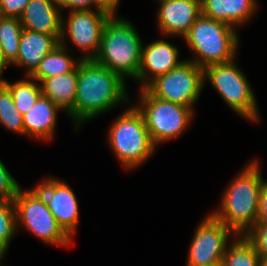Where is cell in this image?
I'll list each match as a JSON object with an SVG mask.
<instances>
[{
    "mask_svg": "<svg viewBox=\"0 0 267 266\" xmlns=\"http://www.w3.org/2000/svg\"><path fill=\"white\" fill-rule=\"evenodd\" d=\"M126 90L125 81L108 68L94 60H80L74 104L76 131L82 122L89 121L123 102L128 103Z\"/></svg>",
    "mask_w": 267,
    "mask_h": 266,
    "instance_id": "1",
    "label": "cell"
},
{
    "mask_svg": "<svg viewBox=\"0 0 267 266\" xmlns=\"http://www.w3.org/2000/svg\"><path fill=\"white\" fill-rule=\"evenodd\" d=\"M258 161H252L229 184L221 208L211 214L236 235H245L256 223L258 200L263 180Z\"/></svg>",
    "mask_w": 267,
    "mask_h": 266,
    "instance_id": "2",
    "label": "cell"
},
{
    "mask_svg": "<svg viewBox=\"0 0 267 266\" xmlns=\"http://www.w3.org/2000/svg\"><path fill=\"white\" fill-rule=\"evenodd\" d=\"M142 47L135 26L124 18H116L113 14L103 28L100 48L93 60L124 81L125 77L137 81Z\"/></svg>",
    "mask_w": 267,
    "mask_h": 266,
    "instance_id": "3",
    "label": "cell"
},
{
    "mask_svg": "<svg viewBox=\"0 0 267 266\" xmlns=\"http://www.w3.org/2000/svg\"><path fill=\"white\" fill-rule=\"evenodd\" d=\"M236 28L201 14L183 37L196 54L194 62L201 68L235 59L239 38Z\"/></svg>",
    "mask_w": 267,
    "mask_h": 266,
    "instance_id": "4",
    "label": "cell"
},
{
    "mask_svg": "<svg viewBox=\"0 0 267 266\" xmlns=\"http://www.w3.org/2000/svg\"><path fill=\"white\" fill-rule=\"evenodd\" d=\"M108 143L126 169L141 165L153 154V144L142 114L135 106L128 108L109 128Z\"/></svg>",
    "mask_w": 267,
    "mask_h": 266,
    "instance_id": "5",
    "label": "cell"
},
{
    "mask_svg": "<svg viewBox=\"0 0 267 266\" xmlns=\"http://www.w3.org/2000/svg\"><path fill=\"white\" fill-rule=\"evenodd\" d=\"M140 91V103L135 107L142 114L155 146L176 138L187 128L193 116V108L161 100L146 88Z\"/></svg>",
    "mask_w": 267,
    "mask_h": 266,
    "instance_id": "6",
    "label": "cell"
},
{
    "mask_svg": "<svg viewBox=\"0 0 267 266\" xmlns=\"http://www.w3.org/2000/svg\"><path fill=\"white\" fill-rule=\"evenodd\" d=\"M13 202L18 228L23 225L46 244L71 245L72 238L58 224L45 199L35 188L24 191L20 188Z\"/></svg>",
    "mask_w": 267,
    "mask_h": 266,
    "instance_id": "7",
    "label": "cell"
},
{
    "mask_svg": "<svg viewBox=\"0 0 267 266\" xmlns=\"http://www.w3.org/2000/svg\"><path fill=\"white\" fill-rule=\"evenodd\" d=\"M211 82L226 104L238 115L251 121H258V108L250 84L235 64V59L204 68V80Z\"/></svg>",
    "mask_w": 267,
    "mask_h": 266,
    "instance_id": "8",
    "label": "cell"
},
{
    "mask_svg": "<svg viewBox=\"0 0 267 266\" xmlns=\"http://www.w3.org/2000/svg\"><path fill=\"white\" fill-rule=\"evenodd\" d=\"M204 82V69L184 60L176 68L154 79L146 89L161 100L193 108L205 86Z\"/></svg>",
    "mask_w": 267,
    "mask_h": 266,
    "instance_id": "9",
    "label": "cell"
},
{
    "mask_svg": "<svg viewBox=\"0 0 267 266\" xmlns=\"http://www.w3.org/2000/svg\"><path fill=\"white\" fill-rule=\"evenodd\" d=\"M114 13L113 10L93 9L71 11L68 20L62 21L59 43L65 42V35L69 36L73 44L85 52L80 60H93L100 48L103 28Z\"/></svg>",
    "mask_w": 267,
    "mask_h": 266,
    "instance_id": "10",
    "label": "cell"
},
{
    "mask_svg": "<svg viewBox=\"0 0 267 266\" xmlns=\"http://www.w3.org/2000/svg\"><path fill=\"white\" fill-rule=\"evenodd\" d=\"M231 229L212 214L205 217L195 230L191 241L187 266H216L221 263L227 249Z\"/></svg>",
    "mask_w": 267,
    "mask_h": 266,
    "instance_id": "11",
    "label": "cell"
},
{
    "mask_svg": "<svg viewBox=\"0 0 267 266\" xmlns=\"http://www.w3.org/2000/svg\"><path fill=\"white\" fill-rule=\"evenodd\" d=\"M61 228L72 238L79 221L77 198L70 186L57 178H47L34 187Z\"/></svg>",
    "mask_w": 267,
    "mask_h": 266,
    "instance_id": "12",
    "label": "cell"
},
{
    "mask_svg": "<svg viewBox=\"0 0 267 266\" xmlns=\"http://www.w3.org/2000/svg\"><path fill=\"white\" fill-rule=\"evenodd\" d=\"M179 54V50L165 40H156L143 46L137 74V81L142 84L141 89L146 88L158 76L179 66L183 62L179 61Z\"/></svg>",
    "mask_w": 267,
    "mask_h": 266,
    "instance_id": "13",
    "label": "cell"
},
{
    "mask_svg": "<svg viewBox=\"0 0 267 266\" xmlns=\"http://www.w3.org/2000/svg\"><path fill=\"white\" fill-rule=\"evenodd\" d=\"M159 6L157 22L166 36L184 37L201 15V0H166Z\"/></svg>",
    "mask_w": 267,
    "mask_h": 266,
    "instance_id": "14",
    "label": "cell"
},
{
    "mask_svg": "<svg viewBox=\"0 0 267 266\" xmlns=\"http://www.w3.org/2000/svg\"><path fill=\"white\" fill-rule=\"evenodd\" d=\"M62 12L55 0H30L20 16L23 29L61 39Z\"/></svg>",
    "mask_w": 267,
    "mask_h": 266,
    "instance_id": "15",
    "label": "cell"
},
{
    "mask_svg": "<svg viewBox=\"0 0 267 266\" xmlns=\"http://www.w3.org/2000/svg\"><path fill=\"white\" fill-rule=\"evenodd\" d=\"M58 44L59 41L54 36L23 29L17 58L12 64L27 68L26 77H29L45 55Z\"/></svg>",
    "mask_w": 267,
    "mask_h": 266,
    "instance_id": "16",
    "label": "cell"
},
{
    "mask_svg": "<svg viewBox=\"0 0 267 266\" xmlns=\"http://www.w3.org/2000/svg\"><path fill=\"white\" fill-rule=\"evenodd\" d=\"M59 110L61 109L52 100L42 94L23 115L24 135L50 141L55 132Z\"/></svg>",
    "mask_w": 267,
    "mask_h": 266,
    "instance_id": "17",
    "label": "cell"
},
{
    "mask_svg": "<svg viewBox=\"0 0 267 266\" xmlns=\"http://www.w3.org/2000/svg\"><path fill=\"white\" fill-rule=\"evenodd\" d=\"M256 10V0H201V14L234 28L247 22Z\"/></svg>",
    "mask_w": 267,
    "mask_h": 266,
    "instance_id": "18",
    "label": "cell"
},
{
    "mask_svg": "<svg viewBox=\"0 0 267 266\" xmlns=\"http://www.w3.org/2000/svg\"><path fill=\"white\" fill-rule=\"evenodd\" d=\"M78 66L70 73L46 78L40 83L42 94L52 100L74 120Z\"/></svg>",
    "mask_w": 267,
    "mask_h": 266,
    "instance_id": "19",
    "label": "cell"
},
{
    "mask_svg": "<svg viewBox=\"0 0 267 266\" xmlns=\"http://www.w3.org/2000/svg\"><path fill=\"white\" fill-rule=\"evenodd\" d=\"M66 43H59L50 53L46 54L38 64L36 70L26 78L41 82L46 78H51L65 73H70L79 64L67 55Z\"/></svg>",
    "mask_w": 267,
    "mask_h": 266,
    "instance_id": "20",
    "label": "cell"
},
{
    "mask_svg": "<svg viewBox=\"0 0 267 266\" xmlns=\"http://www.w3.org/2000/svg\"><path fill=\"white\" fill-rule=\"evenodd\" d=\"M239 237V238H238ZM236 236V241L227 247L221 261L222 266H260L262 259L254 246L244 235Z\"/></svg>",
    "mask_w": 267,
    "mask_h": 266,
    "instance_id": "21",
    "label": "cell"
},
{
    "mask_svg": "<svg viewBox=\"0 0 267 266\" xmlns=\"http://www.w3.org/2000/svg\"><path fill=\"white\" fill-rule=\"evenodd\" d=\"M22 31L19 18L0 16V44L9 64L17 58Z\"/></svg>",
    "mask_w": 267,
    "mask_h": 266,
    "instance_id": "22",
    "label": "cell"
},
{
    "mask_svg": "<svg viewBox=\"0 0 267 266\" xmlns=\"http://www.w3.org/2000/svg\"><path fill=\"white\" fill-rule=\"evenodd\" d=\"M2 83L8 88L12 95L17 110L26 114L42 95L41 86L30 80H20L15 83H9L3 80Z\"/></svg>",
    "mask_w": 267,
    "mask_h": 266,
    "instance_id": "23",
    "label": "cell"
},
{
    "mask_svg": "<svg viewBox=\"0 0 267 266\" xmlns=\"http://www.w3.org/2000/svg\"><path fill=\"white\" fill-rule=\"evenodd\" d=\"M0 123L8 130L24 135L23 115L17 110L8 88L0 82Z\"/></svg>",
    "mask_w": 267,
    "mask_h": 266,
    "instance_id": "24",
    "label": "cell"
},
{
    "mask_svg": "<svg viewBox=\"0 0 267 266\" xmlns=\"http://www.w3.org/2000/svg\"><path fill=\"white\" fill-rule=\"evenodd\" d=\"M16 229V209L13 200H0V255H6L9 243Z\"/></svg>",
    "mask_w": 267,
    "mask_h": 266,
    "instance_id": "25",
    "label": "cell"
},
{
    "mask_svg": "<svg viewBox=\"0 0 267 266\" xmlns=\"http://www.w3.org/2000/svg\"><path fill=\"white\" fill-rule=\"evenodd\" d=\"M244 236L263 259L267 255V223H256Z\"/></svg>",
    "mask_w": 267,
    "mask_h": 266,
    "instance_id": "26",
    "label": "cell"
},
{
    "mask_svg": "<svg viewBox=\"0 0 267 266\" xmlns=\"http://www.w3.org/2000/svg\"><path fill=\"white\" fill-rule=\"evenodd\" d=\"M20 188V185L0 159V200H13Z\"/></svg>",
    "mask_w": 267,
    "mask_h": 266,
    "instance_id": "27",
    "label": "cell"
},
{
    "mask_svg": "<svg viewBox=\"0 0 267 266\" xmlns=\"http://www.w3.org/2000/svg\"><path fill=\"white\" fill-rule=\"evenodd\" d=\"M60 10L69 8L70 11L74 10H91L95 6L96 10H111L102 0H55ZM93 5V6H92Z\"/></svg>",
    "mask_w": 267,
    "mask_h": 266,
    "instance_id": "28",
    "label": "cell"
},
{
    "mask_svg": "<svg viewBox=\"0 0 267 266\" xmlns=\"http://www.w3.org/2000/svg\"><path fill=\"white\" fill-rule=\"evenodd\" d=\"M30 0H0V16L20 18Z\"/></svg>",
    "mask_w": 267,
    "mask_h": 266,
    "instance_id": "29",
    "label": "cell"
},
{
    "mask_svg": "<svg viewBox=\"0 0 267 266\" xmlns=\"http://www.w3.org/2000/svg\"><path fill=\"white\" fill-rule=\"evenodd\" d=\"M257 223H267V181L263 183L259 193Z\"/></svg>",
    "mask_w": 267,
    "mask_h": 266,
    "instance_id": "30",
    "label": "cell"
},
{
    "mask_svg": "<svg viewBox=\"0 0 267 266\" xmlns=\"http://www.w3.org/2000/svg\"><path fill=\"white\" fill-rule=\"evenodd\" d=\"M8 65H10V64L5 59V57L3 55L2 47L0 44V82H2L4 80L1 76L3 74L4 68L7 67Z\"/></svg>",
    "mask_w": 267,
    "mask_h": 266,
    "instance_id": "31",
    "label": "cell"
},
{
    "mask_svg": "<svg viewBox=\"0 0 267 266\" xmlns=\"http://www.w3.org/2000/svg\"><path fill=\"white\" fill-rule=\"evenodd\" d=\"M104 4L114 12H116V8L119 4V0H102Z\"/></svg>",
    "mask_w": 267,
    "mask_h": 266,
    "instance_id": "32",
    "label": "cell"
},
{
    "mask_svg": "<svg viewBox=\"0 0 267 266\" xmlns=\"http://www.w3.org/2000/svg\"><path fill=\"white\" fill-rule=\"evenodd\" d=\"M262 264L267 266V255L262 259Z\"/></svg>",
    "mask_w": 267,
    "mask_h": 266,
    "instance_id": "33",
    "label": "cell"
}]
</instances>
